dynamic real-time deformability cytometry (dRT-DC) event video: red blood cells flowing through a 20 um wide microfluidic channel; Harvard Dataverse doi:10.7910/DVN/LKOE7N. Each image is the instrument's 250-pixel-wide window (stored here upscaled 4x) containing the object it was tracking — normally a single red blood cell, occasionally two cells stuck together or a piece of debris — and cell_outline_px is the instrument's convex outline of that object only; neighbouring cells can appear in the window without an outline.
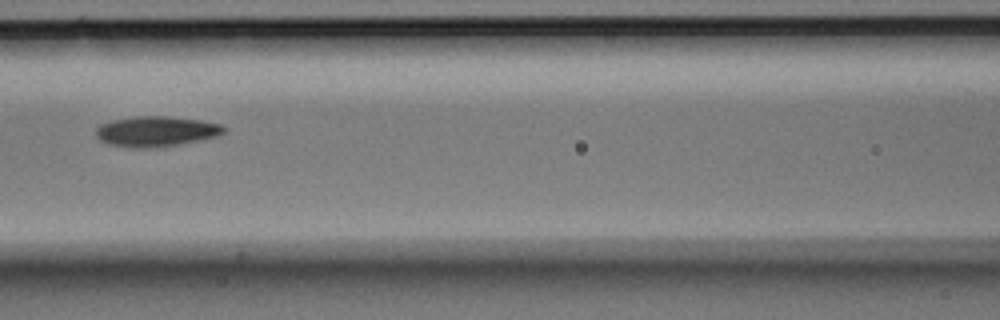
{"species": "Egyptian fruit bat (a non-hibernating species)", "species_latin": "Rousettus aegyptiacus", "temperature_condition": "room temperature", "stored_images_in_passage": 6, "camera_frame_rate_fps": 3000, "um_per_image_px": 0.085, "animal": {"sex": "male"}, "frame": {"image": 1, "passage_image": 6, "time_ms": 1.667, "image_size_px": [1000, 320], "cell_outline_px": [[224, 132], [220, 136], [180, 144], [148, 148], [128, 148], [108, 144], [100, 140], [96, 136], [96, 128], [100, 124], [112, 120], [136, 116], [164, 116], [200, 120], [220, 124], [224, 128]], "centroid_in_image_um": [13.24, 11.17], "position_along_channel_um": 153.4, "area_um2": 22.66}}